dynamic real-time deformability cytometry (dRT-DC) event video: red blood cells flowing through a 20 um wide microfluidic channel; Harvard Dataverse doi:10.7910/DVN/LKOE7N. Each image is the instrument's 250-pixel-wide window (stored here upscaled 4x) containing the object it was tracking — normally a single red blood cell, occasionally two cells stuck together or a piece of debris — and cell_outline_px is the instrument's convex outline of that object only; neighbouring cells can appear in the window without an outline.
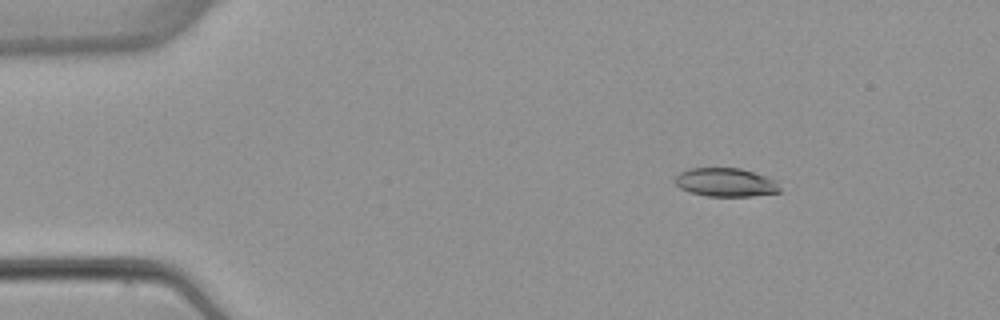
{"species": "common noctule bat (a hibernating species)", "species_latin": "Nyctalus noctula", "temperature_condition": "warm", "stored_images_in_passage": 4, "camera_frame_rate_fps": 3000, "um_per_image_px": 0.085, "animal": {"sex": "female", "body_mass_g": 22.7, "forearm_length_mm": 54.2}, "frame": {"image": 1, "passage_image": 2, "time_ms": 1.333, "image_size_px": [1000, 320], "cell_outline_px": [[780, 192], [752, 196], [708, 196], [688, 192], [680, 188], [676, 184], [676, 176], [680, 172], [688, 168], [740, 168], [768, 176], [776, 180], [780, 188]], "centroid_in_image_um": [61.7, 15.5], "position_along_channel_um": 23.3, "area_um2": 17.57}}